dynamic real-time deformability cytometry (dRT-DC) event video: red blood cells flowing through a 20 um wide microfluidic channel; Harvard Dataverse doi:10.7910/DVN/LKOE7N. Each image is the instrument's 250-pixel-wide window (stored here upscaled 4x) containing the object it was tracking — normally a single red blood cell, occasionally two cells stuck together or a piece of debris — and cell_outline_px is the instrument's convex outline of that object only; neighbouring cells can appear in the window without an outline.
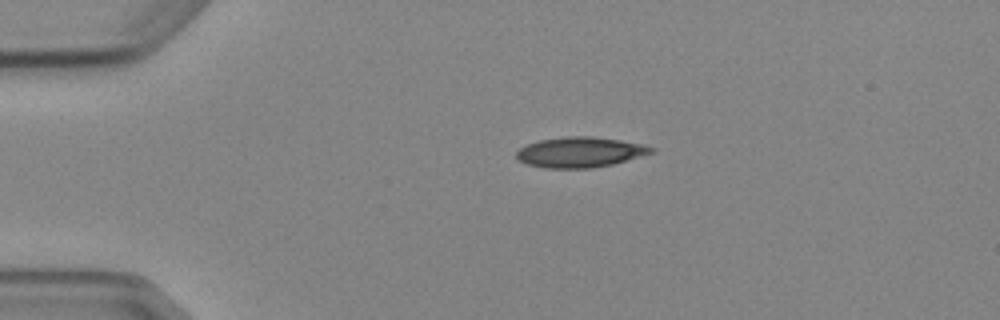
{"species": "Egyptian fruit bat (a non-hibernating species)", "species_latin": "Rousettus aegyptiacus", "temperature_condition": "cold", "stored_images_in_passage": 2, "camera_frame_rate_fps": 3000, "um_per_image_px": 0.085, "animal": {"sex": "female"}, "frame": {"image": 1, "passage_image": 1, "time_ms": 0.0, "image_size_px": [1000, 320], "cell_outline_px": [[656, 152], [612, 164], [592, 168], [544, 168], [528, 164], [520, 160], [516, 156], [516, 152], [520, 148], [528, 144], [540, 140], [568, 136], [592, 136], [620, 140], [644, 144], [656, 148]], "centroid_in_image_um": [49.35, 12.93], "position_along_channel_um": 35.6, "area_um2": 23.81}}